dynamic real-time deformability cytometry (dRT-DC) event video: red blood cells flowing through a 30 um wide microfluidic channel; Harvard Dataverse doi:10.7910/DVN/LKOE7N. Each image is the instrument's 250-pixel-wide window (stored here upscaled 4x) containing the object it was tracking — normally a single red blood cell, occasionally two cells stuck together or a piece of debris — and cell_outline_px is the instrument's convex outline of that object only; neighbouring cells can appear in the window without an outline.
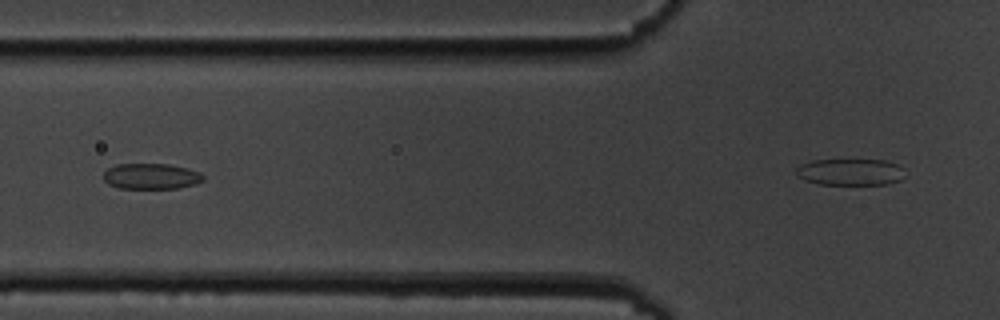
{"species": "common noctule bat (a hibernating species)", "species_latin": "Nyctalus noctula", "temperature_condition": "cold", "stored_images_in_passage": 12, "camera_frame_rate_fps": 3000, "um_per_image_px": 0.085, "animal": {"sex": "male", "body_mass_g": 19.5, "forearm_length_mm": 54.6}, "frame": {"image": 1, "passage_image": 2, "time_ms": 1.333, "image_size_px": [1000, 320], "cell_outline_px": [[204, 180], [196, 184], [176, 188], [120, 188], [108, 184], [104, 180], [104, 172], [108, 168], [116, 164], [168, 164], [188, 168], [200, 172], [204, 176]], "centroid_in_image_um": [12.86, 14.98], "position_along_channel_um": 112.9, "area_um2": 14.97}}
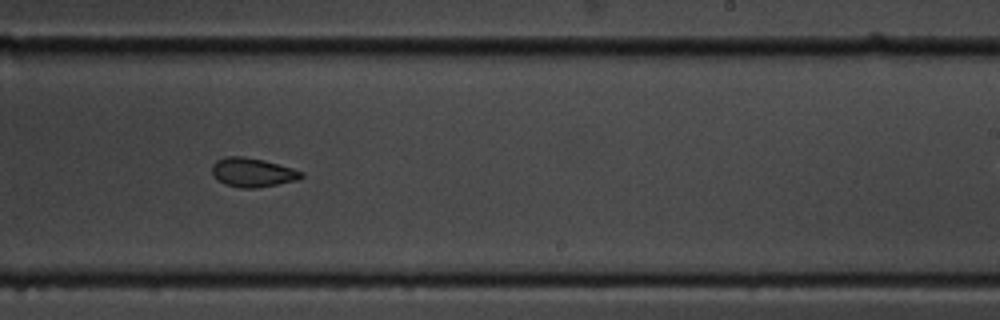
{"frame": {"image": 2, "passage_image": 6, "time_ms": 5.667, "image_size_px": [1000, 320], "cell_outline_px": [[304, 176], [296, 180], [256, 188], [240, 188], [224, 184], [212, 172], [212, 164], [216, 160], [224, 156], [244, 156], [264, 160], [292, 168], [304, 172]], "centroid_in_image_um": [21.46, 14.64], "position_along_channel_um": 267.5, "area_um2": 15.03}}
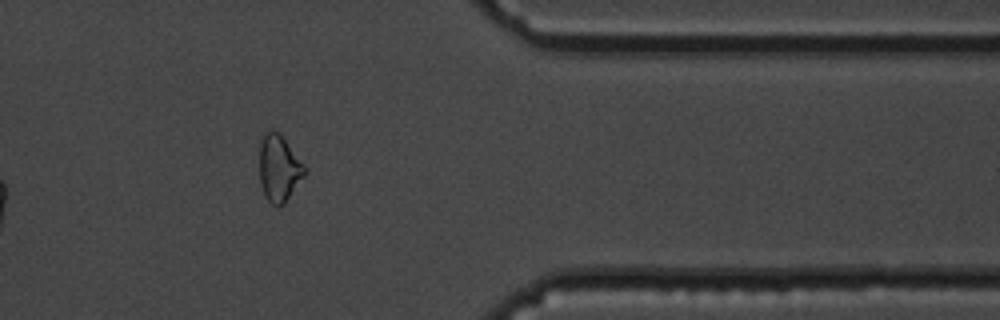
{"frame": {"image": 3, "passage_image": 10, "time_ms": 11.333, "image_size_px": [1000, 320], "cell_outline_px": [[304, 176], [284, 204], [272, 204], [264, 196], [260, 184], [260, 140], [264, 132], [272, 128], [280, 132], [304, 164]], "centroid_in_image_um": [23.69, 14.24], "position_along_channel_um": 387.7, "area_um2": 17.57}, "authors_computed_cell_mechanics": {"area_um2": 15.317, "velocity_mm_per_s": 3.5727, "shape_relaxation_time_tau1_ms": 2.8569, "shape_relaxation_time_tau2_ms": 5.8355, "deformation_change_tau1": 0.0909, "deformation_change_tau2": 0.0815}}